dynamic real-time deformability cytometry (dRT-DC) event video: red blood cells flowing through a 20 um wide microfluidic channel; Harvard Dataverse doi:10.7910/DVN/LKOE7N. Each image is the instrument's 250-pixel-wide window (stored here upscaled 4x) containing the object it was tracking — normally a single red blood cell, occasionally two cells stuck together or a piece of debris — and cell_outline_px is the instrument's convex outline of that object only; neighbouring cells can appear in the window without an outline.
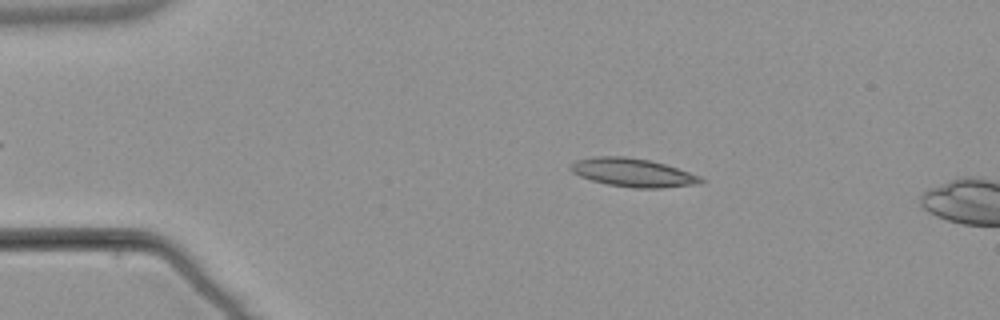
{"species": "common noctule bat (a hibernating species)", "species_latin": "Nyctalus noctula", "temperature_condition": "warm", "stored_images_in_passage": 14, "camera_frame_rate_fps": 3000, "um_per_image_px": 0.085, "animal": {"sex": "male", "body_mass_g": 21.5, "forearm_length_mm": 52.0}, "frame": {"image": 1, "passage_image": 10, "time_ms": 3.0, "image_size_px": [1000, 320], "cell_outline_px": [[708, 180], [700, 184], [660, 188], [636, 188], [608, 184], [592, 180], [580, 176], [572, 172], [568, 168], [576, 160], [592, 156], [624, 156], [648, 160], [664, 164], [700, 176]], "centroid_in_image_um": [53.8, 14.67], "position_along_channel_um": 31.2, "area_um2": 21.5}}